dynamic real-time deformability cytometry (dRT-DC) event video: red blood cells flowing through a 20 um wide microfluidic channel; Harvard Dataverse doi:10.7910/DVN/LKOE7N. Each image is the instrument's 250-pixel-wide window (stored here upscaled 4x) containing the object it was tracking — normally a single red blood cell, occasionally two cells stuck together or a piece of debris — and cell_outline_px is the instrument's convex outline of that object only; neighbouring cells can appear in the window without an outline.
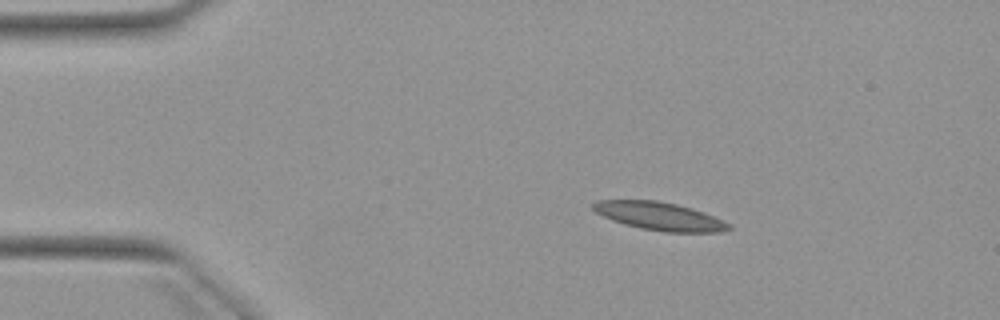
{"species": "Egyptian fruit bat (a non-hibernating species)", "species_latin": "Rousettus aegyptiacus", "temperature_condition": "warm", "stored_images_in_passage": 5, "camera_frame_rate_fps": 3000, "um_per_image_px": 0.085, "animal": {"sex": "female"}, "frame": {"image": 1, "passage_image": 2, "time_ms": 1.333, "image_size_px": [1000, 320], "cell_outline_px": [[732, 228], [720, 232], [664, 232], [640, 228], [624, 224], [612, 220], [596, 212], [592, 208], [592, 204], [596, 200], [656, 200], [676, 204], [692, 208], [704, 212], [724, 220], [732, 224]], "centroid_in_image_um": [56.09, 18.38], "position_along_channel_um": 28.9, "area_um2": 22.31}}
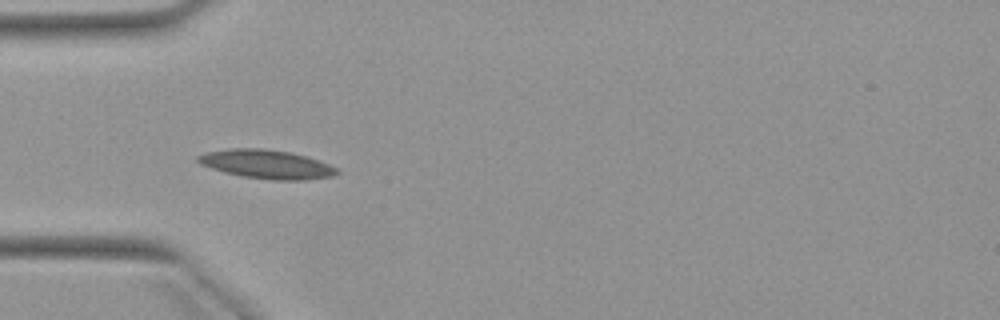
{"frame": {"image": 2, "passage_image": 4, "time_ms": 3.667, "image_size_px": [1000, 320], "cell_outline_px": [[340, 172], [332, 176], [304, 180], [272, 180], [244, 176], [224, 172], [200, 164], [196, 160], [196, 156], [204, 152], [228, 148], [264, 148], [292, 152], [308, 156], [328, 164], [336, 168]], "centroid_in_image_um": [22.64, 13.94], "position_along_channel_um": 62.4, "area_um2": 23.47}}
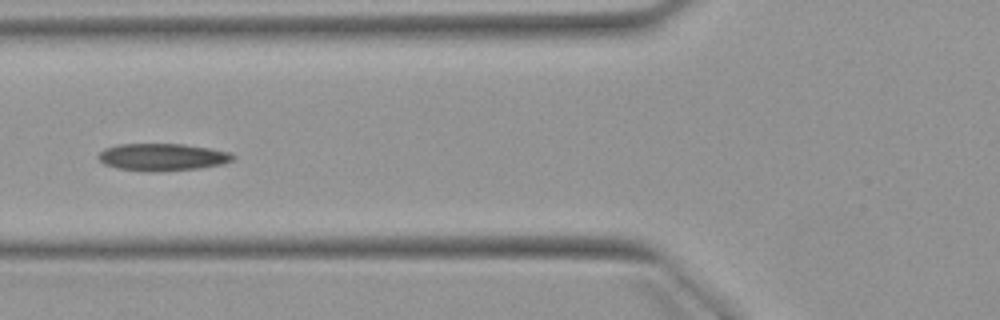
{"frame": {"image": 3, "passage_image": 5, "time_ms": 5.0, "image_size_px": [1000, 320], "cell_outline_px": [[236, 156], [232, 160], [224, 164], [200, 168], [160, 172], [152, 172], [120, 168], [104, 164], [96, 156], [104, 148], [116, 144], [184, 144], [232, 152]], "centroid_in_image_um": [13.82, 13.35], "position_along_channel_um": 112.0, "area_um2": 21.56}}